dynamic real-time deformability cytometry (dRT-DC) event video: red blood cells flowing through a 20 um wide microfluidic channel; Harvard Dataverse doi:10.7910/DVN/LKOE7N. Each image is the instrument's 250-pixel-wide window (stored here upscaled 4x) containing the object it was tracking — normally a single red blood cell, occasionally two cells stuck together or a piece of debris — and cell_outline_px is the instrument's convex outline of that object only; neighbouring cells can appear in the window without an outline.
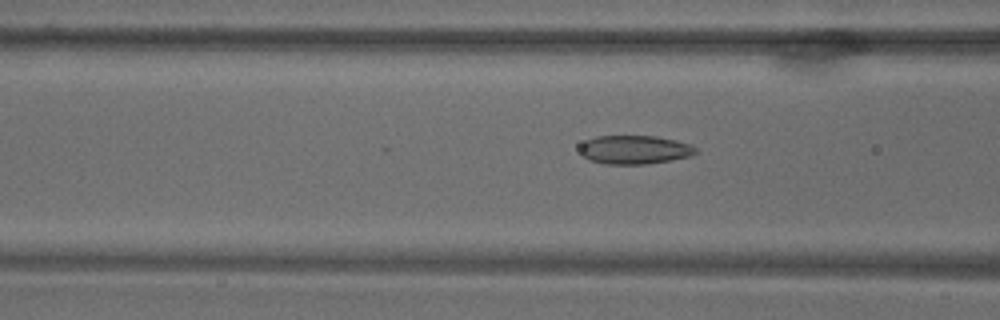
{"species": "common noctule bat (a hibernating species)", "species_latin": "Nyctalus noctula", "temperature_condition": "warm", "stored_images_in_passage": 71, "camera_frame_rate_fps": 3000, "um_per_image_px": 0.085, "animal": {"sex": "male", "body_mass_g": 18.8}, "frame": {"image": 1, "passage_image": 29, "time_ms": 9.333, "image_size_px": [1000, 320], "cell_outline_px": [[700, 152], [692, 156], [672, 160], [644, 164], [604, 164], [588, 160], [580, 152], [580, 144], [584, 140], [596, 136], [656, 136], [676, 140], [692, 144]], "centroid_in_image_um": [53.96, 12.72], "position_along_channel_um": 112.6, "area_um2": 19.71}}
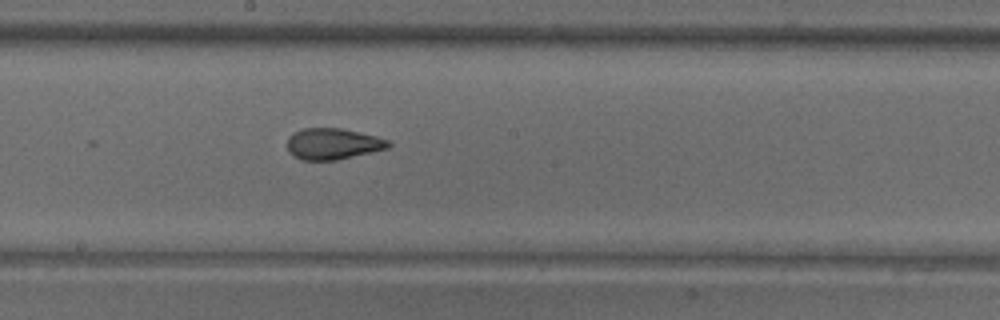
{"frame": {"image": 2, "passage_image": 40, "time_ms": 13.0, "image_size_px": [1000, 320], "cell_outline_px": [[392, 144], [388, 148], [336, 160], [300, 160], [292, 156], [288, 152], [288, 136], [292, 132], [304, 128], [340, 128], [376, 136], [388, 140]], "centroid_in_image_um": [28.25, 12.23], "position_along_channel_um": 220.0, "area_um2": 18.44}}
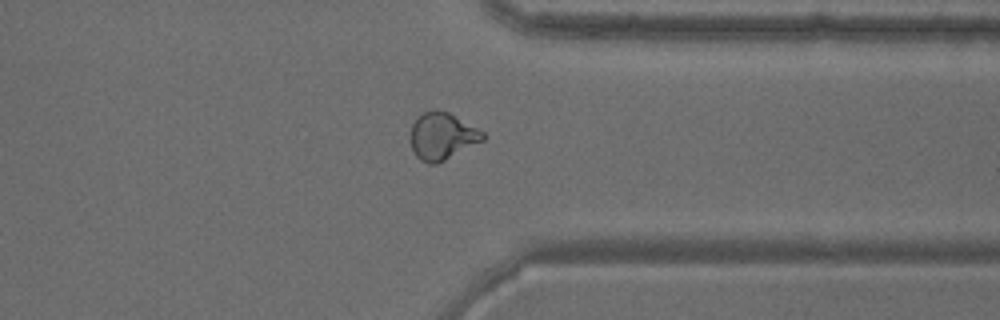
{"frame": {"image": 3, "passage_image": 56, "time_ms": 18.333, "image_size_px": [1000, 320], "cell_outline_px": [[484, 140], [436, 164], [428, 164], [420, 160], [416, 156], [412, 148], [412, 124], [416, 116], [424, 112], [448, 112], [484, 132]], "centroid_in_image_um": [37.58, 11.6], "position_along_channel_um": 373.8, "area_um2": 19.31}}